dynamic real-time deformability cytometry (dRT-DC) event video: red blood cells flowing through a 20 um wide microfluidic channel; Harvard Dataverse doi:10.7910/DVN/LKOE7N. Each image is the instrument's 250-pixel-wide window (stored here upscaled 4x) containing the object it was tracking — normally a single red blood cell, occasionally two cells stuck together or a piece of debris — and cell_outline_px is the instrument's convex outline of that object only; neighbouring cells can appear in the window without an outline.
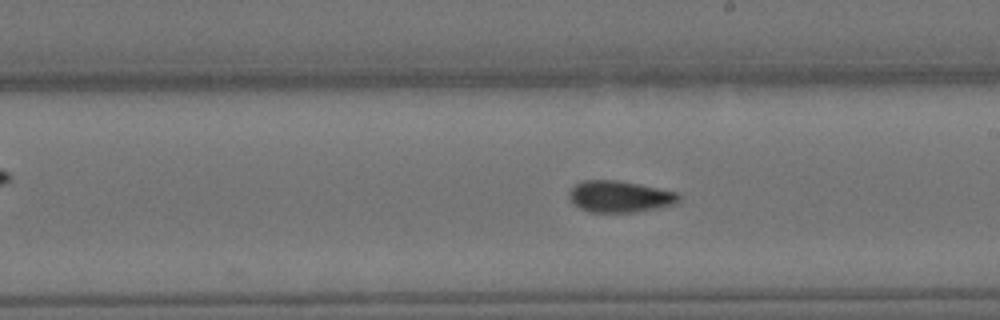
{"species": "Egyptian fruit bat (a non-hibernating species)", "species_latin": "Rousettus aegyptiacus", "temperature_condition": "cold", "stored_images_in_passage": 32, "camera_frame_rate_fps": 3000, "um_per_image_px": 0.085, "animal": {"sex": "female"}, "frame": {"image": 1, "passage_image": 19, "time_ms": 6.0, "image_size_px": [1000, 320], "cell_outline_px": [[680, 200], [676, 204], [636, 212], [588, 212], [572, 204], [568, 200], [568, 192], [576, 184], [584, 180], [616, 180], [676, 192], [680, 196]], "centroid_in_image_um": [52.62, 16.72], "position_along_channel_um": 236.4, "area_um2": 20.11}}